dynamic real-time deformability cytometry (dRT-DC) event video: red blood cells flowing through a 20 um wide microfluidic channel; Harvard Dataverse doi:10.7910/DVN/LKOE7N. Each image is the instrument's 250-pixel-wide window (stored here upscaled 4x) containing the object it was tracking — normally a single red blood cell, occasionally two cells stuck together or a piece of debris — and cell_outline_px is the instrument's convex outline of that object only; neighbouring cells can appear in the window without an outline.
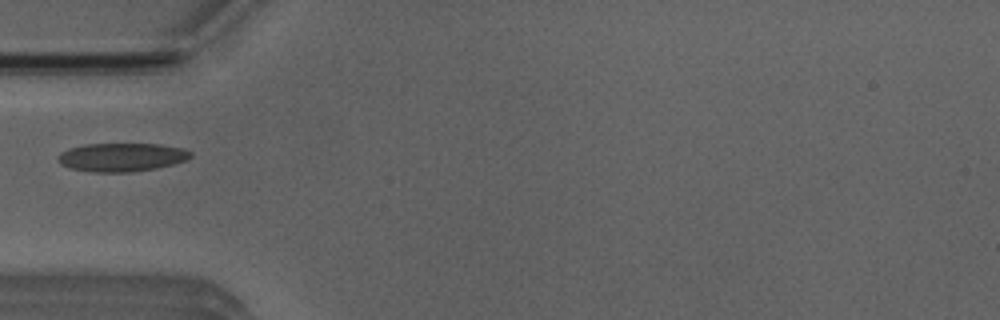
{"species": "Egyptian fruit bat (a non-hibernating species)", "species_latin": "Rousettus aegyptiacus", "temperature_condition": "room temperature", "stored_images_in_passage": 2, "camera_frame_rate_fps": 3000, "um_per_image_px": 0.085, "animal": {"sex": "male"}, "frame": {"image": 1, "passage_image": 1, "time_ms": 0.0, "image_size_px": [1000, 320], "cell_outline_px": [[192, 156], [188, 160], [156, 168], [132, 172], [92, 172], [68, 168], [60, 164], [56, 156], [60, 152], [68, 148], [84, 144], [160, 144], [184, 148], [192, 152]], "centroid_in_image_um": [10.32, 13.36], "position_along_channel_um": 74.7, "area_um2": 22.31}}